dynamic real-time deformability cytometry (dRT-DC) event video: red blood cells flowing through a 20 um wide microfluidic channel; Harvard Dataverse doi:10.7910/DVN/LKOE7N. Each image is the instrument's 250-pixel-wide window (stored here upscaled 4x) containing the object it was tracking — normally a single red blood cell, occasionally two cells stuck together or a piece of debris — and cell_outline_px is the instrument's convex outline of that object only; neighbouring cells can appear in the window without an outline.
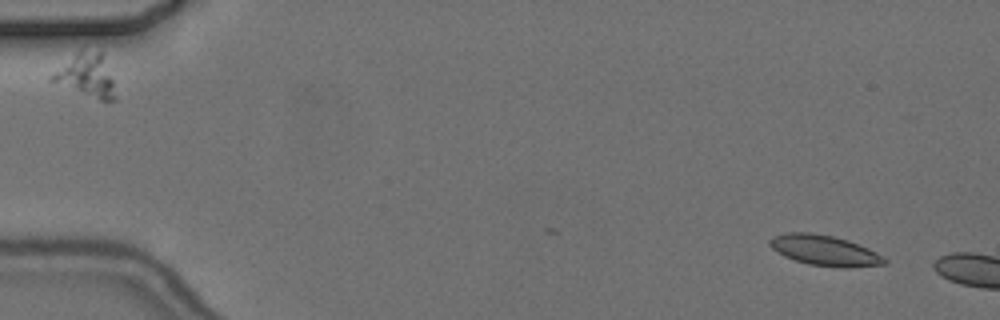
{"species": "common noctule bat (a hibernating species)", "species_latin": "Nyctalus noctula", "temperature_condition": "cold", "stored_images_in_passage": 2, "camera_frame_rate_fps": 3000, "um_per_image_px": 0.085, "animal": {"sex": "female", "body_mass_g": 24.6, "forearm_length_mm": 56.2}, "frame": {"image": 1, "passage_image": 1, "time_ms": 0.0, "image_size_px": [1000, 320], "cell_outline_px": [[888, 264], [848, 268], [840, 268], [808, 264], [784, 256], [772, 248], [768, 244], [768, 240], [772, 236], [784, 232], [812, 232], [832, 236], [848, 240], [868, 248], [876, 252], [888, 260]], "centroid_in_image_um": [70.09, 21.28], "position_along_channel_um": 14.9, "area_um2": 20.58}}